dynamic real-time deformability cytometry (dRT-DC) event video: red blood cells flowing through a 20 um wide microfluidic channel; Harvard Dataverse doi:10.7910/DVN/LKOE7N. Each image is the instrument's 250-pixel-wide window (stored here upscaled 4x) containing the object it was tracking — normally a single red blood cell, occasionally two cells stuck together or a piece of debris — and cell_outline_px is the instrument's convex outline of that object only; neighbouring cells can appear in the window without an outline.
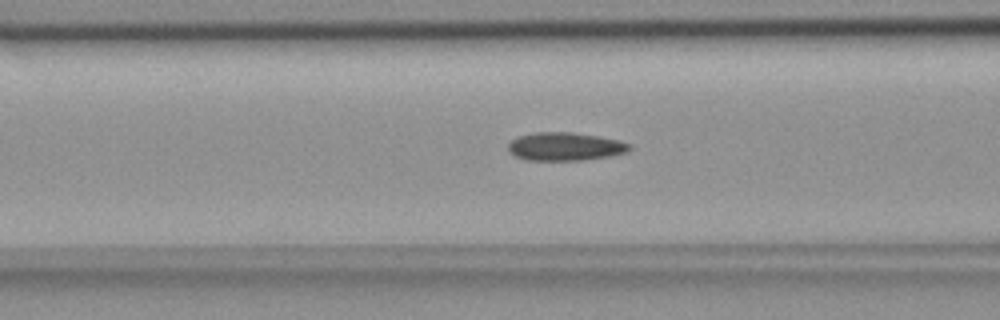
{"species": "common noctule bat (a hibernating species)", "species_latin": "Nyctalus noctula", "temperature_condition": "room temperature", "stored_images_in_passage": 54, "camera_frame_rate_fps": 3000, "um_per_image_px": 0.085, "animal": {"sex": "female", "body_mass_g": 18.4}, "frame": {"image": 1, "passage_image": 21, "time_ms": 6.667, "image_size_px": [1000, 320], "cell_outline_px": [[632, 148], [628, 152], [612, 156], [584, 160], [524, 160], [508, 152], [508, 144], [516, 136], [536, 132], [572, 132], [600, 136], [620, 140], [632, 144]], "centroid_in_image_um": [48.07, 12.45], "position_along_channel_um": 118.5, "area_um2": 20.35}}
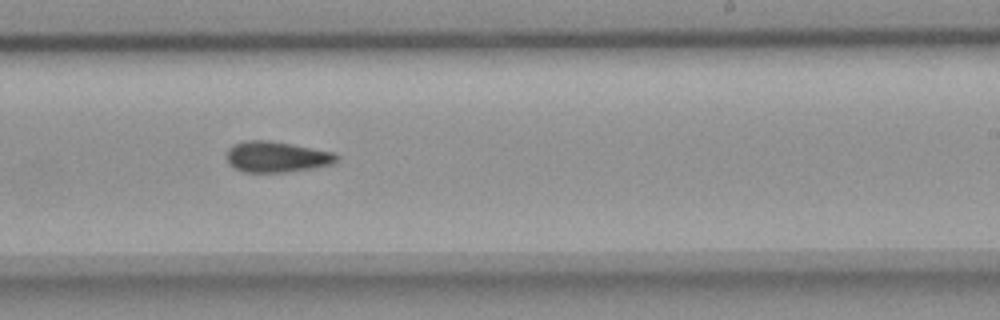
{"frame": {"image": 2, "passage_image": 33, "time_ms": 10.667, "image_size_px": [1000, 320], "cell_outline_px": [[340, 156], [332, 164], [316, 168], [288, 172], [244, 172], [228, 164], [228, 148], [232, 144], [244, 140], [268, 140], [332, 152]], "centroid_in_image_um": [23.5, 13.34], "position_along_channel_um": 265.5, "area_um2": 19.71}}
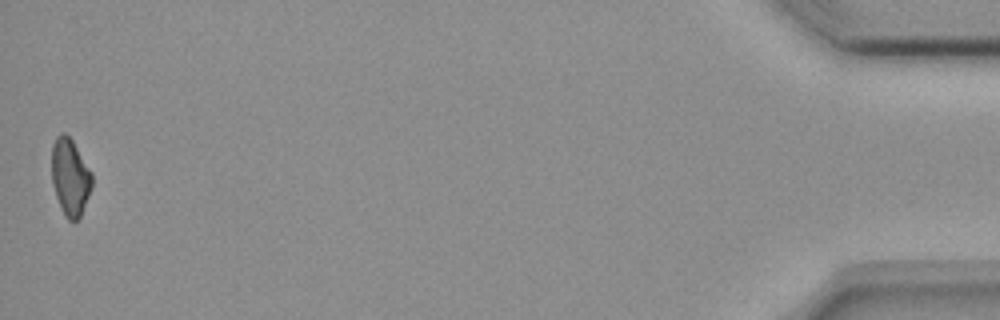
{"frame": {"image": 3, "passage_image": 54, "time_ms": 17.667, "image_size_px": [1000, 320], "cell_outline_px": [[92, 188], [80, 216], [76, 220], [68, 220], [64, 216], [56, 196], [52, 184], [52, 144], [56, 136], [60, 132], [64, 132], [72, 140], [92, 172]], "centroid_in_image_um": [5.96, 15.03], "position_along_channel_um": 429.2, "area_um2": 18.09}, "authors_computed_cell_mechanics": {"area_um2": 19.3919, "velocity_mm_per_s": 3.6806, "shape_relaxation_time_tau1_ms": null, "shape_relaxation_time_tau2_ms": 4.5123, "deformation_change_tau1": null, "deformation_change_tau2": 0.1029}}